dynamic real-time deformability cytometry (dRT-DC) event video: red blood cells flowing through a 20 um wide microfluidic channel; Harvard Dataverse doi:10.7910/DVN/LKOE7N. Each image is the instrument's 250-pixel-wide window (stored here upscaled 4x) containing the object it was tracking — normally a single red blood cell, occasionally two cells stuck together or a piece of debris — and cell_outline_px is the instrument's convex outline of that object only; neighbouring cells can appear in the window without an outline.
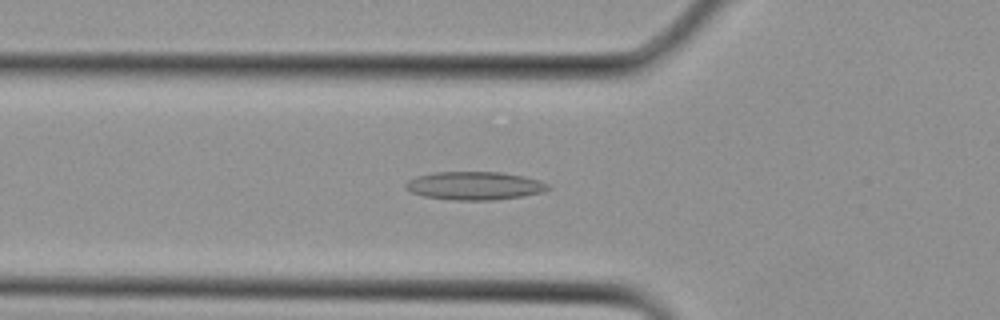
{"species": "Egyptian fruit bat (a non-hibernating species)", "species_latin": "Rousettus aegyptiacus", "temperature_condition": "cold", "stored_images_in_passage": 14, "camera_frame_rate_fps": 3000, "um_per_image_px": 0.085, "animal": {"sex": "female"}, "frame": {"image": 1, "passage_image": 4, "time_ms": 1.0, "image_size_px": [1000, 320], "cell_outline_px": [[552, 188], [544, 192], [520, 196], [492, 200], [452, 200], [424, 196], [412, 192], [404, 188], [404, 184], [408, 180], [416, 176], [436, 172], [500, 172], [524, 176], [540, 180], [552, 184]], "centroid_in_image_um": [40.37, 15.78], "position_along_channel_um": 85.4, "area_um2": 23.58}}
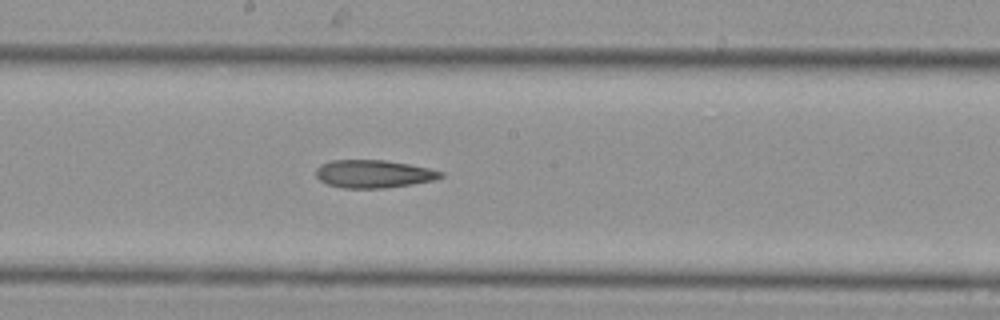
{"frame": {"image": 2, "passage_image": 10, "time_ms": 3.0, "image_size_px": [1000, 320], "cell_outline_px": [[444, 176], [432, 180], [412, 184], [384, 188], [344, 188], [328, 184], [320, 180], [316, 176], [316, 168], [320, 164], [332, 160], [384, 160], [408, 164], [428, 168], [444, 172]], "centroid_in_image_um": [31.73, 14.78], "position_along_channel_um": 216.5, "area_um2": 20.17}}
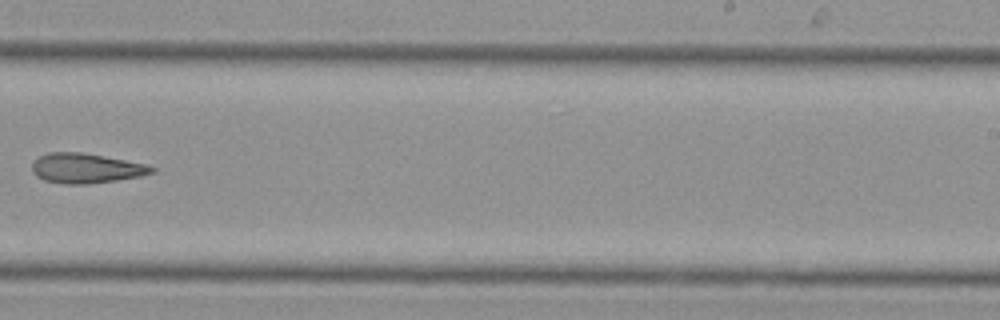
{"frame": {"image": 3, "passage_image": 13, "time_ms": 4.0, "image_size_px": [1000, 320], "cell_outline_px": [[156, 172], [140, 176], [116, 180], [88, 184], [64, 184], [44, 180], [36, 176], [32, 172], [32, 164], [40, 156], [48, 152], [80, 152], [104, 156], [144, 164], [156, 168]], "centroid_in_image_um": [7.3, 14.31], "position_along_channel_um": 281.7, "area_um2": 20.69}}